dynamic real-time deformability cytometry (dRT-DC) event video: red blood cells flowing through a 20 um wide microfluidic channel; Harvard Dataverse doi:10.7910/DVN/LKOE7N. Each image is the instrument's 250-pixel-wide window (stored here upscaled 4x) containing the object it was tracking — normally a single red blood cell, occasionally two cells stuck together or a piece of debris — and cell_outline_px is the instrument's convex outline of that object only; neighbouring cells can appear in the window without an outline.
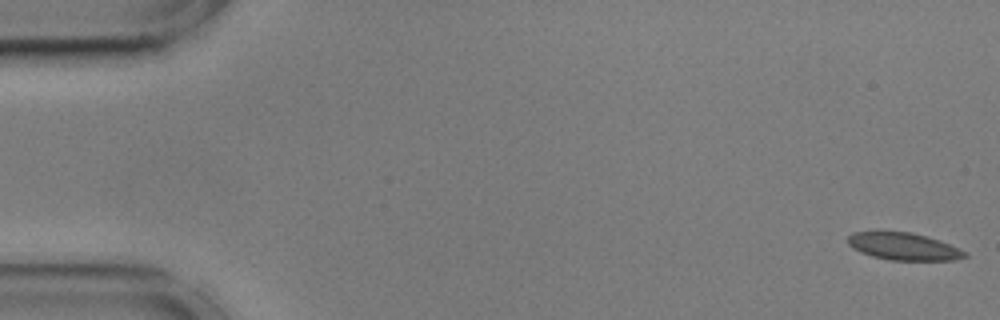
{"species": "common noctule bat (a hibernating species)", "species_latin": "Nyctalus noctula", "temperature_condition": "cold", "stored_images_in_passage": 9, "camera_frame_rate_fps": 3000, "um_per_image_px": 0.085, "animal": {"sex": "male", "body_mass_g": 17.9, "forearm_length_mm": 54.2}, "frame": {"image": 1, "passage_image": 1, "time_ms": 0.0, "image_size_px": [1000, 320], "cell_outline_px": [[968, 256], [952, 260], [888, 260], [872, 256], [860, 252], [852, 248], [848, 244], [848, 236], [852, 232], [912, 232], [940, 240], [968, 252]], "centroid_in_image_um": [76.81, 20.95], "position_along_channel_um": 8.2, "area_um2": 18.61}}